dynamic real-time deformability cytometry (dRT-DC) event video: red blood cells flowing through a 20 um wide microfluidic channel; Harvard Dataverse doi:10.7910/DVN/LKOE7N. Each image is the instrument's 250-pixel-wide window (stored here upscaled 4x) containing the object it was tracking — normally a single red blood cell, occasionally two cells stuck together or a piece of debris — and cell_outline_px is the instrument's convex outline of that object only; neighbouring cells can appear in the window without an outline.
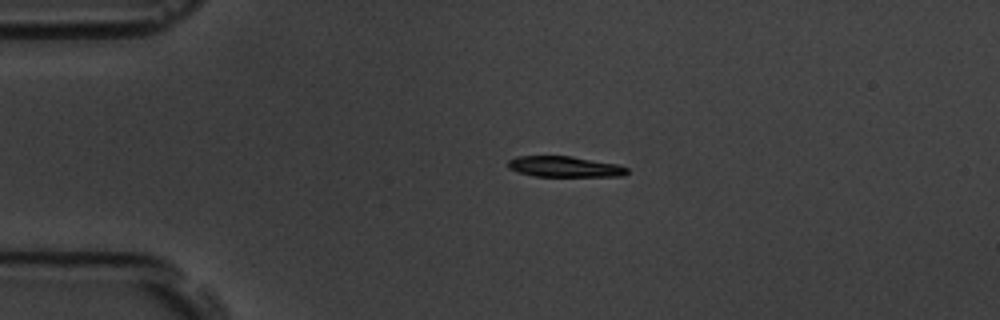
{"species": "common noctule bat (a hibernating species)", "species_latin": "Nyctalus noctula", "temperature_condition": "room temperature", "stored_images_in_passage": 4, "camera_frame_rate_fps": 3000, "um_per_image_px": 0.085, "animal": {"sex": "male", "body_mass_g": 19.5, "forearm_length_mm": 54.6}, "frame": {"image": 1, "passage_image": 3, "time_ms": 2.0, "image_size_px": [1000, 320], "cell_outline_px": [[628, 172], [624, 176], [532, 176], [508, 168], [508, 160], [516, 156], [572, 156], [616, 164], [628, 168]], "centroid_in_image_um": [47.98, 14.16], "position_along_channel_um": 37.0, "area_um2": 14.33}}
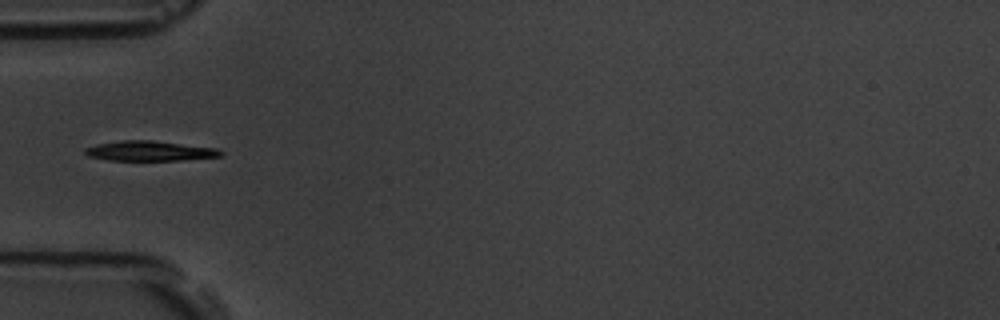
{"frame": {"image": 2, "passage_image": 4, "time_ms": 4.0, "image_size_px": [1000, 320], "cell_outline_px": [[224, 156], [180, 160], [108, 160], [88, 156], [84, 152], [84, 148], [96, 144], [120, 140], [152, 140], [216, 148], [224, 152]], "centroid_in_image_um": [12.72, 12.82], "position_along_channel_um": 72.3, "area_um2": 15.84}}